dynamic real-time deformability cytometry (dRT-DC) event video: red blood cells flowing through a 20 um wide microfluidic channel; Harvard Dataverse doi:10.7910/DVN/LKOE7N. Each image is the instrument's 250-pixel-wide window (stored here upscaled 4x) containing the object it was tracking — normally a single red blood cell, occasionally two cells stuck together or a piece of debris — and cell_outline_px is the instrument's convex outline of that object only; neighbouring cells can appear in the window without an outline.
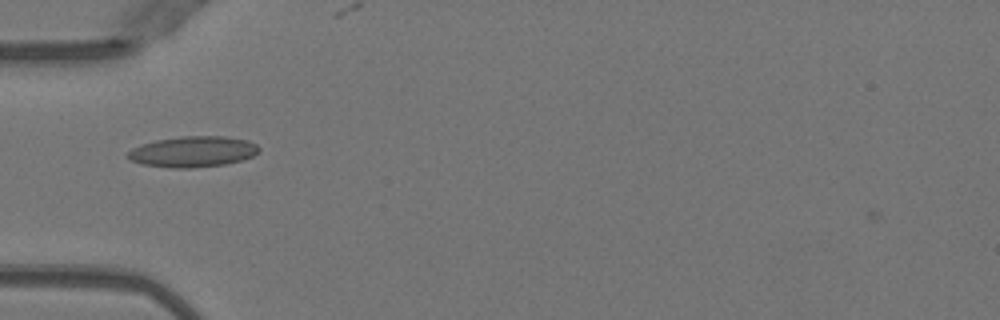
{"species": "Egyptian fruit bat (a non-hibernating species)", "species_latin": "Rousettus aegyptiacus", "temperature_condition": "warm", "stored_images_in_passage": 36, "camera_frame_rate_fps": 3000, "um_per_image_px": 0.085, "animal": {"sex": "female"}, "frame": {"image": 1, "passage_image": 2, "time_ms": 0.333, "image_size_px": [1000, 320], "cell_outline_px": [[260, 152], [244, 160], [224, 164], [192, 168], [172, 168], [144, 164], [132, 160], [128, 156], [128, 152], [132, 148], [156, 140], [180, 136], [224, 136], [248, 140], [256, 144], [260, 148]], "centroid_in_image_um": [16.46, 12.88], "position_along_channel_um": 68.5, "area_um2": 23.47}}
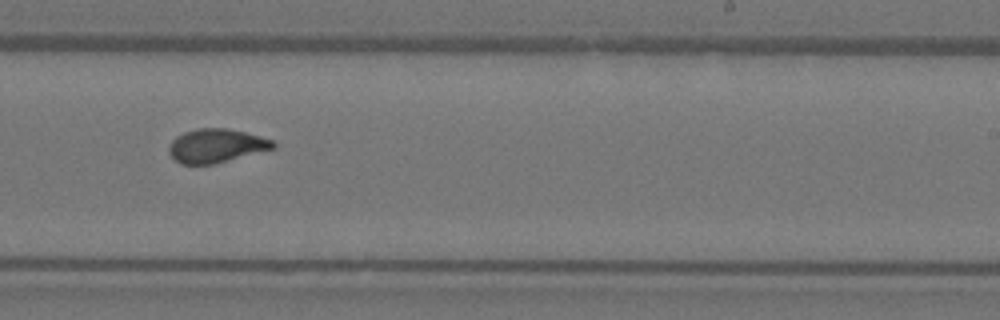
{"frame": {"image": 2, "passage_image": 17, "time_ms": 5.333, "image_size_px": [1000, 320], "cell_outline_px": [[276, 148], [212, 164], [180, 164], [168, 152], [168, 148], [172, 140], [176, 136], [184, 132], [196, 128], [224, 128], [244, 132], [272, 140], [276, 144]], "centroid_in_image_um": [18.35, 12.38], "position_along_channel_um": 270.6, "area_um2": 20.29}}
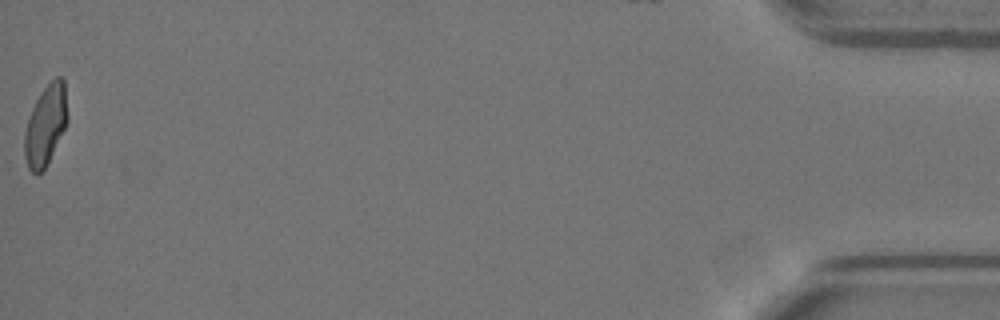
{"frame": {"image": 3, "passage_image": 36, "time_ms": 11.667, "image_size_px": [1000, 320], "cell_outline_px": [[68, 120], [44, 168], [36, 176], [28, 168], [24, 156], [24, 132], [28, 116], [36, 100], [44, 88], [56, 76], [60, 76], [64, 80], [68, 116]], "centroid_in_image_um": [3.85, 10.62], "position_along_channel_um": 431.3, "area_um2": 19.88}, "authors_computed_cell_mechanics": {"area_um2": 20.6635, "velocity_mm_per_s": 4.0395, "shape_relaxation_time_tau1_ms": 6.3631, "shape_relaxation_time_tau2_ms": 0.9076, "deformation_change_tau1": 0.204, "deformation_change_tau2": 0.054}}